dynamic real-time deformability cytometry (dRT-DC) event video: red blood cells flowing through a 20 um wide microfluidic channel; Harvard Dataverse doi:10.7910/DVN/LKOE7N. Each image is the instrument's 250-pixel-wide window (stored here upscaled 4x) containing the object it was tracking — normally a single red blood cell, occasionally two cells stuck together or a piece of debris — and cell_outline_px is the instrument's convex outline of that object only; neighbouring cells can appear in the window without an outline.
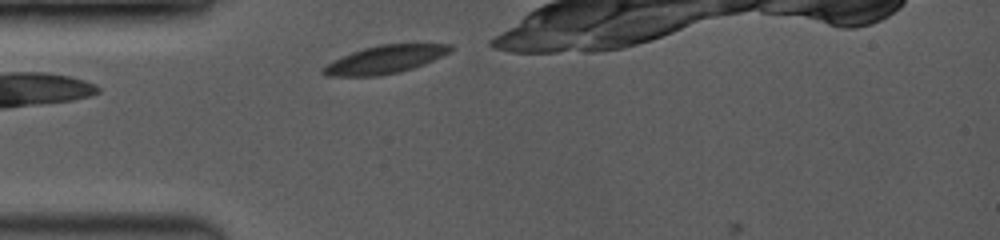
{"species": "common noctule bat (a hibernating species)", "species_latin": "Nyctalus noctula", "temperature_condition": "room temperature", "stored_images_in_passage": 7, "camera_frame_rate_fps": 3500, "um_per_image_px": 0.085, "animal": {"sex": "female", "body_mass_g": 19.0, "forearm_length_mm": 53.3}, "frame": {"image": 1, "passage_image": 3, "time_ms": 0.286, "image_size_px": [1000, 240], "cell_outline_px": [[452, 48], [448, 52], [424, 64], [412, 68], [396, 72], [376, 76], [328, 76], [320, 72], [320, 68], [352, 52], [364, 48], [380, 44], [452, 44]], "centroid_in_image_um": [32.69, 5.06], "position_along_channel_um": 52.3, "area_um2": 20.23}}